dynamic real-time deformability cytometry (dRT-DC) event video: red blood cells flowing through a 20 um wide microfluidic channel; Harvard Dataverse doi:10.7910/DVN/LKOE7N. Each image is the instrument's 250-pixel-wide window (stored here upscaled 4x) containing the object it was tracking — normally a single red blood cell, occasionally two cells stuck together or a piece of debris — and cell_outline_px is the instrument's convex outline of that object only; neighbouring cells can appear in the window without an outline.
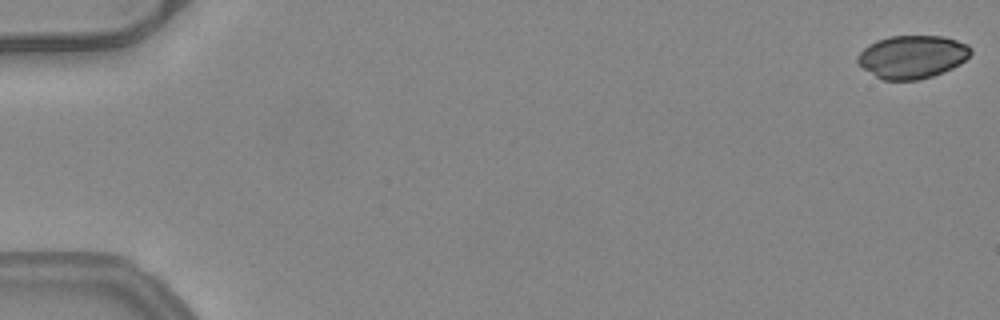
{"species": "common noctule bat (a hibernating species)", "species_latin": "Nyctalus noctula", "temperature_condition": "warm", "stored_images_in_passage": 11, "camera_frame_rate_fps": 3000, "um_per_image_px": 0.085, "animal": {"sex": "female", "body_mass_g": 24.6, "forearm_length_mm": 56.2}, "frame": {"image": 1, "passage_image": 1, "time_ms": 0.0, "image_size_px": [1000, 320], "cell_outline_px": [[972, 52], [960, 64], [944, 72], [920, 80], [884, 80], [876, 76], [864, 68], [856, 60], [856, 56], [868, 44], [876, 40], [888, 36], [944, 36], [968, 44], [972, 48]], "centroid_in_image_um": [77.55, 4.82], "position_along_channel_um": 7.5, "area_um2": 28.44}}